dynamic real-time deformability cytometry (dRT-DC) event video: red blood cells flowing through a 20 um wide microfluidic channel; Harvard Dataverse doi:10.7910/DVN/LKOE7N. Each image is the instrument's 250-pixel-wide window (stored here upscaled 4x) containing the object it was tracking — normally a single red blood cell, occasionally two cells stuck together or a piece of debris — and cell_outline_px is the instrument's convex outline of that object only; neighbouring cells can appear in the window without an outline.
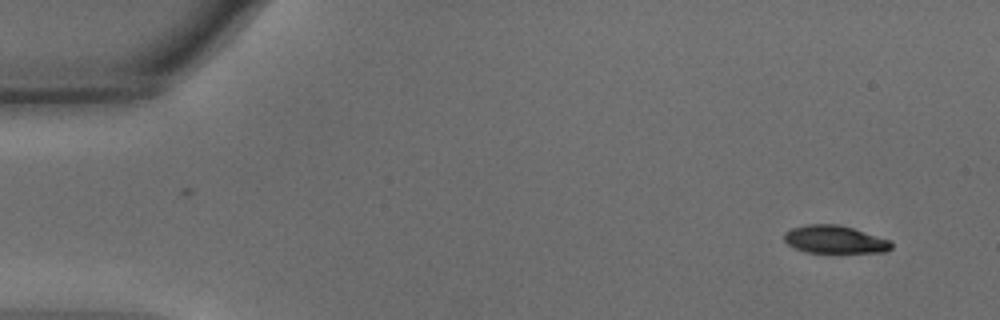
{"species": "common noctule bat (a hibernating species)", "species_latin": "Nyctalus noctula", "temperature_condition": "warm", "stored_images_in_passage": 51, "camera_frame_rate_fps": 3000, "um_per_image_px": 0.085, "animal": {"sex": "male", "body_mass_g": 15.6}, "frame": {"image": 1, "passage_image": 1, "time_ms": 0.0, "image_size_px": [1000, 320], "cell_outline_px": [[892, 248], [888, 252], [808, 252], [796, 248], [788, 244], [784, 240], [784, 232], [792, 228], [808, 224], [840, 224], [892, 240]], "centroid_in_image_um": [70.99, 20.34], "position_along_channel_um": 14.0, "area_um2": 17.4}}
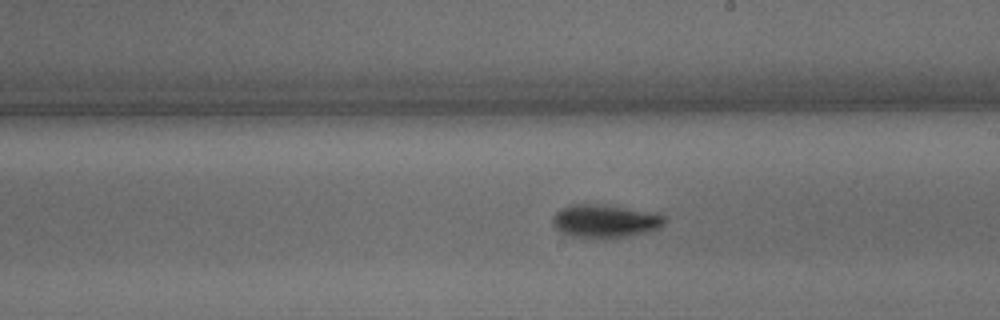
{"frame": {"image": 2, "passage_image": 28, "time_ms": 9.0, "image_size_px": [1000, 320], "cell_outline_px": [[668, 220], [660, 228], [628, 236], [572, 236], [560, 232], [552, 224], [552, 216], [556, 212], [572, 204], [600, 204], [656, 212], [668, 216]], "centroid_in_image_um": [51.48, 18.75], "position_along_channel_um": 237.5, "area_um2": 21.33}}
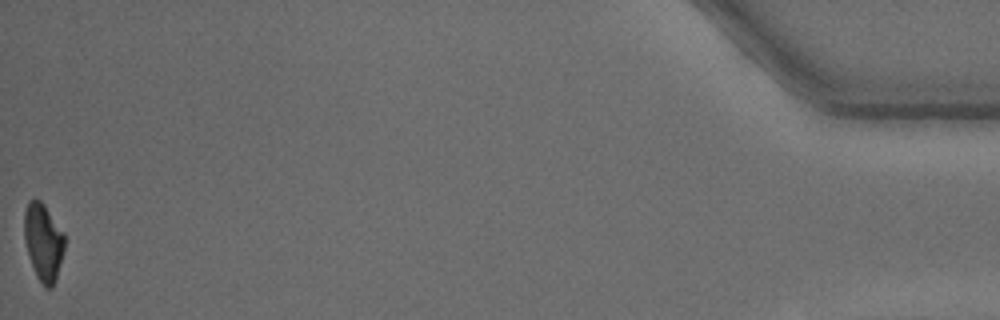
{"frame": {"image": 3, "passage_image": 51, "time_ms": 16.667, "image_size_px": [1000, 320], "cell_outline_px": [[64, 248], [56, 276], [52, 288], [44, 288], [36, 276], [28, 256], [24, 240], [24, 212], [28, 200], [40, 200], [44, 204], [64, 232]], "centroid_in_image_um": [3.66, 20.56], "position_along_channel_um": 431.5, "area_um2": 18.15}, "authors_computed_cell_mechanics": {"area_um2": 19.363, "velocity_mm_per_s": 3.7733, "shape_relaxation_time_tau1_ms": 3.2719, "shape_relaxation_time_tau2_ms": 5.6413, "deformation_change_tau1": 0.1405, "deformation_change_tau2": 0.1227}}